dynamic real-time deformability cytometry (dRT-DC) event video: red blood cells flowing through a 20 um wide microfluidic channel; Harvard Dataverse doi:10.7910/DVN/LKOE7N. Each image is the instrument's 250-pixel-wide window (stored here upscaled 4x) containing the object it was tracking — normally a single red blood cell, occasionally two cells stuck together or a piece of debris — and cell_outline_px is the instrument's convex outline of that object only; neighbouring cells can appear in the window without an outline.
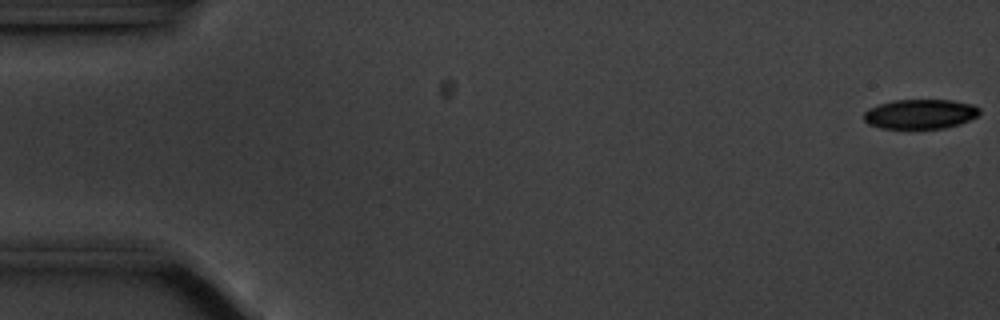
{"species": "common noctule bat (a hibernating species)", "species_latin": "Nyctalus noctula", "temperature_condition": "cold", "stored_images_in_passage": 57, "camera_frame_rate_fps": 3000, "um_per_image_px": 0.085, "animal": {"sex": "male", "body_mass_g": 20.1, "forearm_length_mm": 53.5}, "frame": {"image": 1, "passage_image": 1, "time_ms": 0.0, "image_size_px": [1000, 320], "cell_outline_px": [[980, 112], [976, 116], [960, 124], [944, 128], [880, 128], [868, 124], [864, 120], [864, 112], [868, 108], [892, 100], [952, 100], [972, 104], [980, 108]], "centroid_in_image_um": [78.2, 9.69], "position_along_channel_um": 6.8, "area_um2": 19.94}}
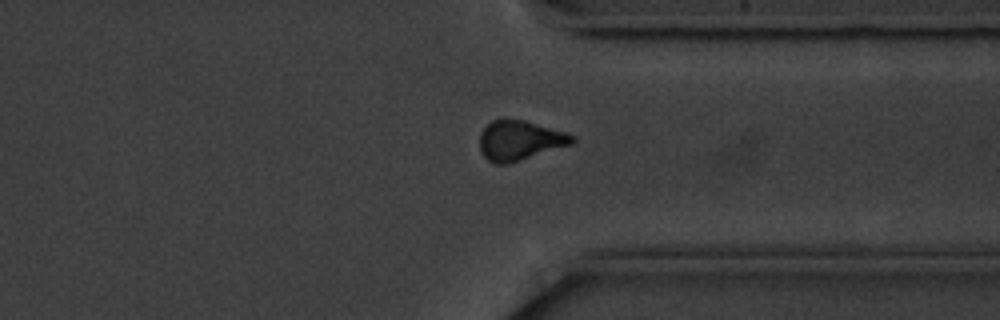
{"frame": {"image": 2, "passage_image": 43, "time_ms": 14.0, "image_size_px": [1000, 320], "cell_outline_px": [[576, 140], [572, 144], [508, 164], [496, 164], [488, 160], [480, 152], [480, 132], [492, 120], [504, 116], [524, 120], [568, 132], [576, 136]], "centroid_in_image_um": [44.18, 11.9], "position_along_channel_um": 367.2, "area_um2": 21.91}}
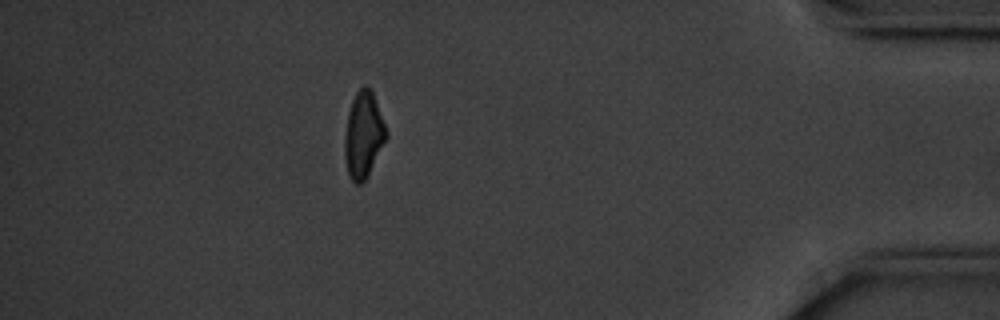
{"frame": {"image": 3, "passage_image": 50, "time_ms": 16.333, "image_size_px": [1000, 320], "cell_outline_px": [[388, 136], [368, 176], [360, 184], [356, 184], [352, 180], [348, 172], [344, 156], [344, 136], [348, 112], [352, 100], [356, 92], [364, 84], [368, 84], [372, 92], [388, 132]], "centroid_in_image_um": [30.89, 11.45], "position_along_channel_um": 404.3, "area_um2": 20.92}, "authors_computed_cell_mechanics": {"area_um2": 22.0218, "velocity_mm_per_s": 3.5412, "shape_relaxation_time_tau1_ms": 4.1898, "shape_relaxation_time_tau2_ms": 9.8602, "deformation_change_tau1": 0.1256, "deformation_change_tau2": 0.1668}}